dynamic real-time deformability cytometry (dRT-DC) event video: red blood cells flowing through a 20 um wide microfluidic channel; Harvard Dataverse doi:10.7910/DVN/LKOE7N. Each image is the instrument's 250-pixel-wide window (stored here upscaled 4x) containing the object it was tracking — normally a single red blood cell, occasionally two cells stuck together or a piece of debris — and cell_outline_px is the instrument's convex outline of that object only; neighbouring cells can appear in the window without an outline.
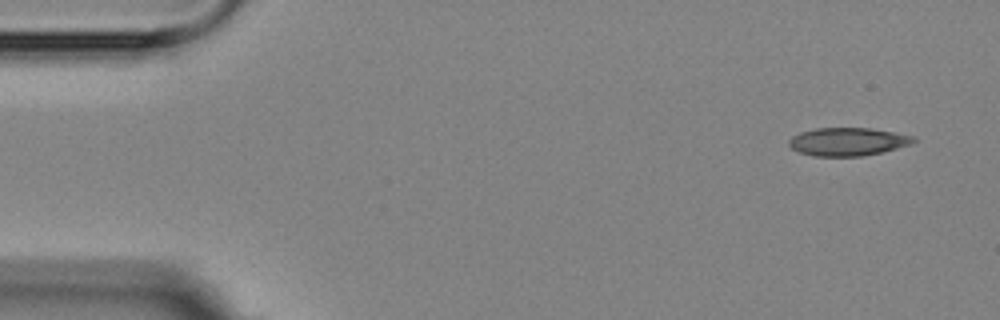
{"species": "Egyptian fruit bat (a non-hibernating species)", "species_latin": "Rousettus aegyptiacus", "temperature_condition": "room temperature", "stored_images_in_passage": 5, "camera_frame_rate_fps": 3000, "um_per_image_px": 0.085, "animal": {"sex": "female"}, "frame": {"image": 1, "passage_image": 1, "time_ms": 0.0, "image_size_px": [1000, 320], "cell_outline_px": [[916, 140], [912, 144], [864, 156], [812, 156], [800, 152], [792, 148], [788, 144], [788, 140], [792, 136], [800, 132], [816, 128], [872, 128], [916, 136]], "centroid_in_image_um": [72.07, 12.03], "position_along_channel_um": 12.9, "area_um2": 20.46}}
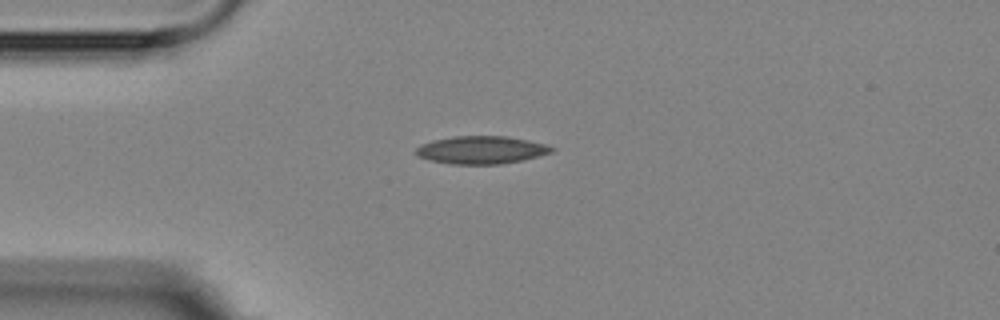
{"frame": {"image": 2, "passage_image": 4, "time_ms": 3.333, "image_size_px": [1000, 320], "cell_outline_px": [[556, 148], [552, 152], [540, 156], [524, 160], [500, 164], [448, 164], [428, 160], [416, 156], [416, 148], [420, 144], [432, 140], [456, 136], [508, 136], [548, 144]], "centroid_in_image_um": [40.92, 12.75], "position_along_channel_um": 44.1, "area_um2": 22.31}}
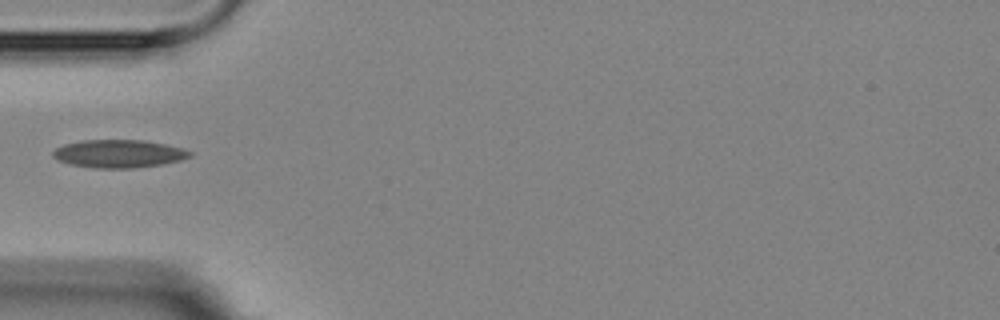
{"frame": {"image": 3, "passage_image": 5, "time_ms": 4.667, "image_size_px": [1000, 320], "cell_outline_px": [[192, 156], [180, 160], [160, 164], [132, 168], [96, 168], [68, 164], [52, 156], [52, 152], [56, 148], [64, 144], [80, 140], [144, 140], [164, 144], [180, 148], [192, 152]], "centroid_in_image_um": [10.06, 13.06], "position_along_channel_um": 74.9, "area_um2": 22.14}}